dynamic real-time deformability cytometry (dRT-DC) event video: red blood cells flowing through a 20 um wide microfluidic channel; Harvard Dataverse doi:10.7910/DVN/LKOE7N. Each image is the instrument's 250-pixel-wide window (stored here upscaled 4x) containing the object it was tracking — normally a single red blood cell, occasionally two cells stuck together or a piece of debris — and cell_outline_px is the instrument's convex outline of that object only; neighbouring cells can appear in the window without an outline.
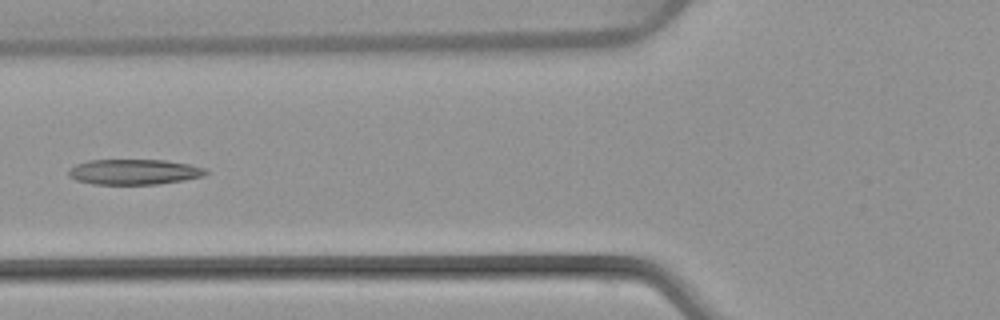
{"species": "common noctule bat (a hibernating species)", "species_latin": "Nyctalus noctula", "temperature_condition": "warm", "stored_images_in_passage": 5, "camera_frame_rate_fps": 3000, "um_per_image_px": 0.085, "animal": {"sex": "female", "body_mass_g": 22.7, "forearm_length_mm": 54.2}, "frame": {"image": 1, "passage_image": 5, "time_ms": 5.667, "image_size_px": [1000, 320], "cell_outline_px": [[208, 172], [204, 176], [184, 180], [156, 184], [92, 184], [76, 180], [68, 176], [68, 172], [76, 164], [88, 160], [164, 160], [188, 164], [204, 168]], "centroid_in_image_um": [11.38, 14.61], "position_along_channel_um": 114.4, "area_um2": 20.17}}